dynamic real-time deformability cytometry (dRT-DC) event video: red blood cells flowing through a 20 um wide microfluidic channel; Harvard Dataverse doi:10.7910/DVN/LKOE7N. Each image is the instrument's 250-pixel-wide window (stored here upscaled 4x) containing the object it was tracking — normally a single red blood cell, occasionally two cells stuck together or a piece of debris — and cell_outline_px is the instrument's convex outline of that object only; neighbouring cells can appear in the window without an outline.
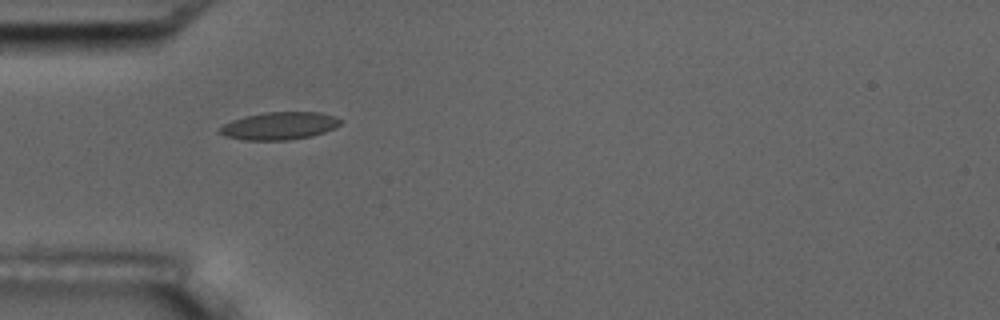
{"species": "common noctule bat (a hibernating species)", "species_latin": "Nyctalus noctula", "temperature_condition": "room temperature", "stored_images_in_passage": 11, "camera_frame_rate_fps": 3000, "um_per_image_px": 0.085, "animal": {"sex": "male", "body_mass_g": 17.5, "forearm_length_mm": 52.3}, "frame": {"image": 1, "passage_image": 1, "time_ms": 0.0, "image_size_px": [1000, 320], "cell_outline_px": [[344, 120], [336, 128], [312, 136], [288, 140], [244, 140], [224, 136], [216, 128], [232, 120], [244, 116], [264, 112], [320, 112], [336, 116]], "centroid_in_image_um": [23.76, 10.69], "position_along_channel_um": 61.2, "area_um2": 19.71}}
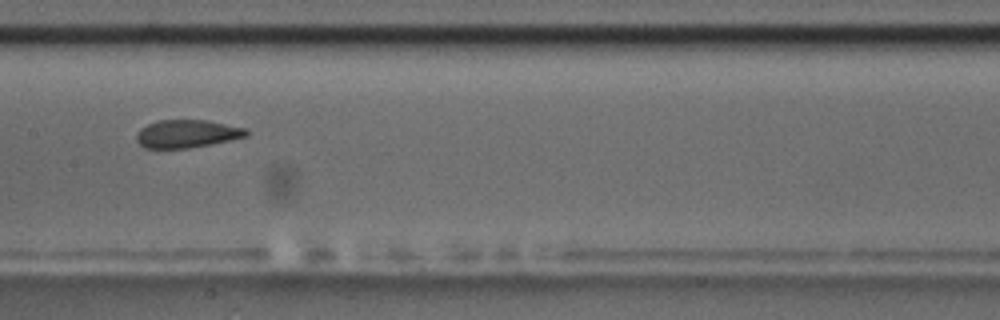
{"frame": {"image": 2, "passage_image": 4, "time_ms": 3.667, "image_size_px": [1000, 320], "cell_outline_px": [[248, 136], [212, 144], [188, 148], [144, 148], [136, 140], [136, 132], [140, 128], [156, 120], [204, 120], [248, 128]], "centroid_in_image_um": [15.88, 11.37], "position_along_channel_um": 191.5, "area_um2": 17.98}}
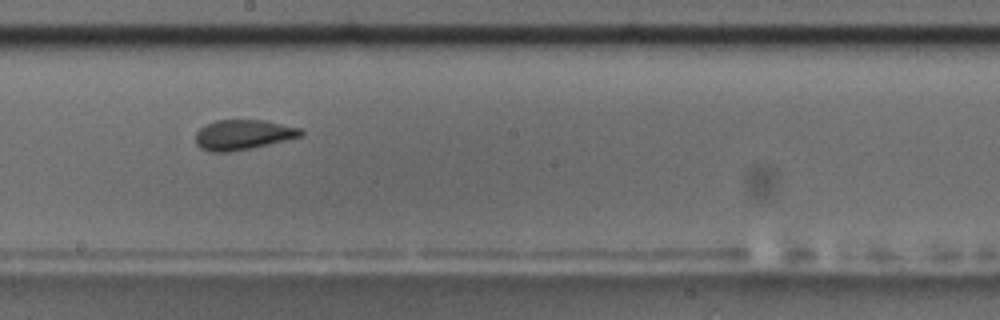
{"frame": {"image": 3, "passage_image": 5, "time_ms": 4.667, "image_size_px": [1000, 320], "cell_outline_px": [[304, 132], [300, 136], [252, 148], [228, 152], [212, 152], [200, 148], [196, 144], [196, 132], [200, 128], [216, 120], [264, 120], [300, 128]], "centroid_in_image_um": [20.63, 11.45], "position_along_channel_um": 227.6, "area_um2": 18.21}, "authors_computed_cell_mechanics": {"area_um2": 18.6694, "velocity_mm_per_s": 3.614, "shape_relaxation_time_tau1_ms": null, "shape_relaxation_time_tau2_ms": 2.6251, "deformation_change_tau1": null, "deformation_change_tau2": 0.0475}}